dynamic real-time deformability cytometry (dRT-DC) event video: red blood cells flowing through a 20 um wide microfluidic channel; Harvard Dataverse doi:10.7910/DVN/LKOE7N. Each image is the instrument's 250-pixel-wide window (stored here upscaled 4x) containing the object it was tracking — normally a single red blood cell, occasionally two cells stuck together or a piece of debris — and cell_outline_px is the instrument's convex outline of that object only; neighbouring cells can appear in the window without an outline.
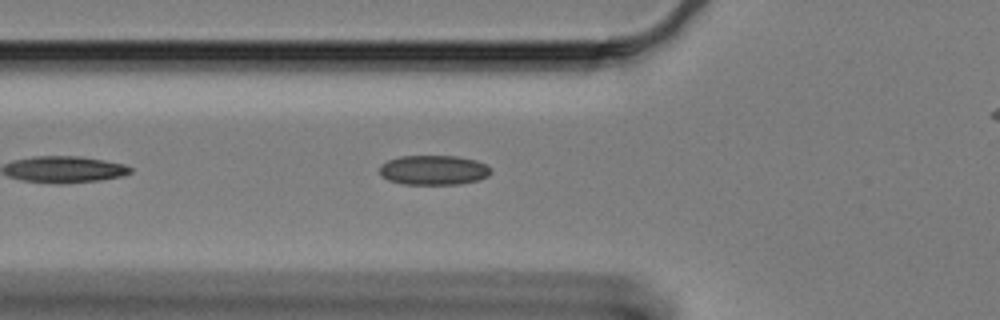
{"species": "Egyptian fruit bat (a non-hibernating species)", "species_latin": "Rousettus aegyptiacus", "temperature_condition": "cold", "stored_images_in_passage": 15, "camera_frame_rate_fps": 3000, "um_per_image_px": 0.085, "animal": {"sex": "female"}, "frame": {"image": 1, "passage_image": 7, "time_ms": 2.0, "image_size_px": [1000, 320], "cell_outline_px": [[492, 172], [488, 176], [480, 180], [460, 184], [404, 184], [388, 180], [380, 176], [380, 164], [388, 160], [400, 156], [456, 156], [476, 160], [492, 168]], "centroid_in_image_um": [36.86, 14.46], "position_along_channel_um": 88.9, "area_um2": 19.42}}